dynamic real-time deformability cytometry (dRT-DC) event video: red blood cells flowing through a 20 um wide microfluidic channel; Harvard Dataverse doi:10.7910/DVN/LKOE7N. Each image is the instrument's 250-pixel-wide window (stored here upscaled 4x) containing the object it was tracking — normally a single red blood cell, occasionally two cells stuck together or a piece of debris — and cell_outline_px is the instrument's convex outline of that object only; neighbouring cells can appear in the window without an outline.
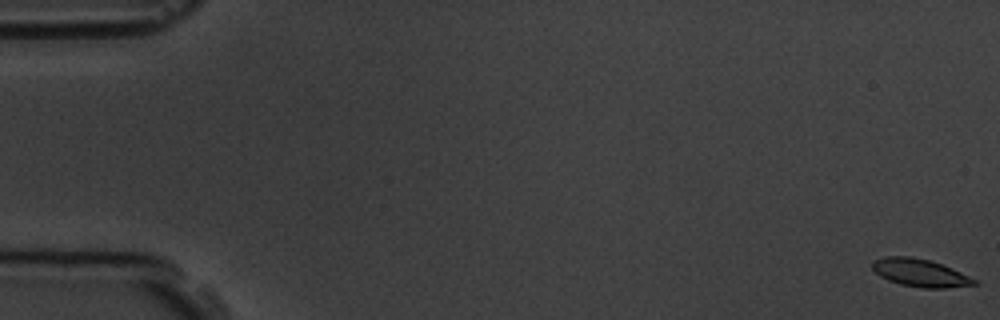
{"species": "common noctule bat (a hibernating species)", "species_latin": "Nyctalus noctula", "temperature_condition": "room temperature", "stored_images_in_passage": 58, "camera_frame_rate_fps": 3000, "um_per_image_px": 0.085, "animal": {"sex": "male", "body_mass_g": 19.5, "forearm_length_mm": 54.6}, "frame": {"image": 1, "passage_image": 1, "time_ms": 0.0, "image_size_px": [1000, 320], "cell_outline_px": [[980, 284], [944, 288], [920, 288], [900, 284], [888, 280], [880, 276], [872, 268], [872, 260], [884, 256], [912, 256], [928, 260], [952, 268], [976, 280]], "centroid_in_image_um": [78.18, 23.19], "position_along_channel_um": 6.8, "area_um2": 16.47}}
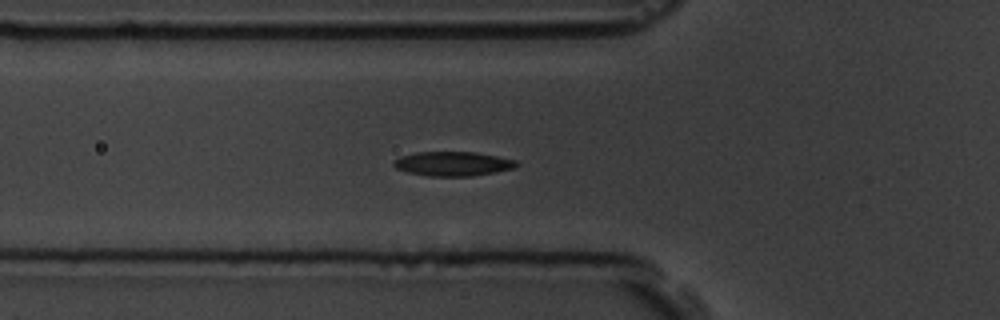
{"frame": {"image": 2, "passage_image": 21, "time_ms": 6.667, "image_size_px": [1000, 320], "cell_outline_px": [[520, 164], [512, 168], [496, 172], [472, 176], [428, 176], [408, 172], [396, 168], [392, 164], [400, 156], [416, 152], [476, 152], [516, 160]], "centroid_in_image_um": [38.5, 13.92], "position_along_channel_um": 87.3, "area_um2": 17.34}}
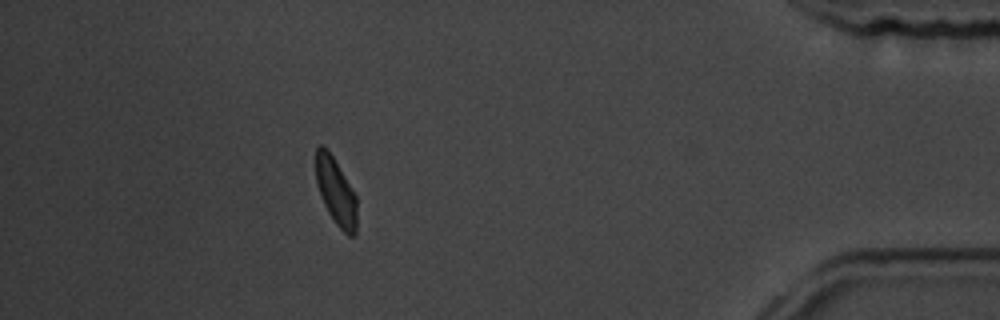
{"frame": {"image": 3, "passage_image": 52, "time_ms": 17.0, "image_size_px": [1000, 320], "cell_outline_px": [[356, 232], [352, 236], [348, 236], [336, 224], [328, 212], [320, 196], [316, 184], [316, 148], [320, 144], [324, 144], [328, 148], [356, 196]], "centroid_in_image_um": [28.52, 16.25], "position_along_channel_um": 406.7, "area_um2": 16.01}, "authors_computed_cell_mechanics": {"area_um2": 17.1666, "velocity_mm_per_s": 3.5816, "shape_relaxation_time_tau1_ms": 2.8816, "shape_relaxation_time_tau2_ms": 2.5314, "deformation_change_tau1": 0.1067, "deformation_change_tau2": 0.078}}